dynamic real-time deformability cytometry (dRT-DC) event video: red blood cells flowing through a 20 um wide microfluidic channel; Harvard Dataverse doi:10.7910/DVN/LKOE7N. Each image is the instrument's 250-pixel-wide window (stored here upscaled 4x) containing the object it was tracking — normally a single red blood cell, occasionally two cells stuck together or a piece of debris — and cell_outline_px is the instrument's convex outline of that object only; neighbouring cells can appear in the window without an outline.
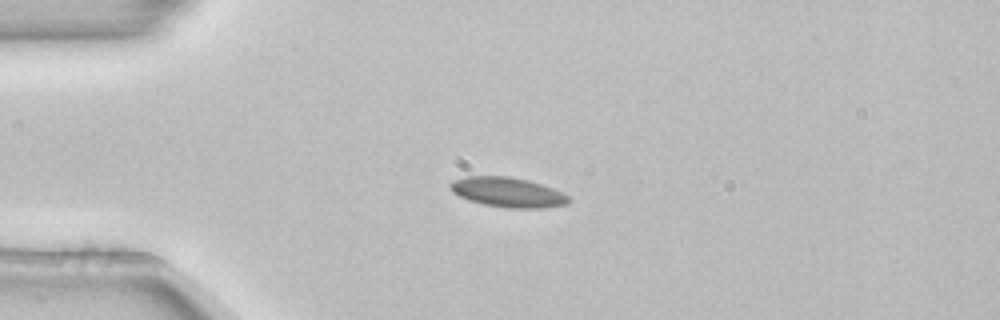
{"species": "common noctule bat (a hibernating species)", "species_latin": "Nyctalus noctula", "temperature_condition": "room temperature", "stored_images_in_passage": 4, "camera_frame_rate_fps": 3000, "um_per_image_px": 0.085, "animal": {"sex": "female", "body_mass_g": 22.7, "forearm_length_mm": 54.2}, "frame": {"image": 1, "passage_image": 1, "time_ms": 0.0, "image_size_px": [1000, 320], "cell_outline_px": [[572, 200], [568, 204], [544, 208], [508, 208], [484, 204], [460, 196], [452, 192], [448, 184], [452, 180], [468, 176], [508, 176], [528, 180], [552, 188], [568, 196]], "centroid_in_image_um": [43.17, 16.34], "position_along_channel_um": 41.8, "area_um2": 20.46}}